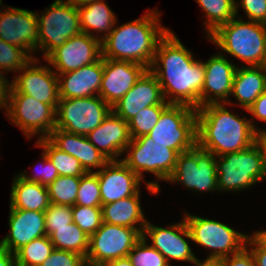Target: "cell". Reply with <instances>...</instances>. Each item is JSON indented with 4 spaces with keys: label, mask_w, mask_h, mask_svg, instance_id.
Listing matches in <instances>:
<instances>
[{
    "label": "cell",
    "mask_w": 266,
    "mask_h": 266,
    "mask_svg": "<svg viewBox=\"0 0 266 266\" xmlns=\"http://www.w3.org/2000/svg\"><path fill=\"white\" fill-rule=\"evenodd\" d=\"M149 70L156 76L165 101L170 95V104H184L195 110L201 107L204 64L193 58L171 30L159 41Z\"/></svg>",
    "instance_id": "obj_1"
},
{
    "label": "cell",
    "mask_w": 266,
    "mask_h": 266,
    "mask_svg": "<svg viewBox=\"0 0 266 266\" xmlns=\"http://www.w3.org/2000/svg\"><path fill=\"white\" fill-rule=\"evenodd\" d=\"M221 104L196 109L197 146L215 156L244 150L255 143L256 126Z\"/></svg>",
    "instance_id": "obj_2"
},
{
    "label": "cell",
    "mask_w": 266,
    "mask_h": 266,
    "mask_svg": "<svg viewBox=\"0 0 266 266\" xmlns=\"http://www.w3.org/2000/svg\"><path fill=\"white\" fill-rule=\"evenodd\" d=\"M155 11L150 10L139 19L115 26L101 40L102 57L131 61L150 69L157 45L169 31L159 23L160 13Z\"/></svg>",
    "instance_id": "obj_3"
},
{
    "label": "cell",
    "mask_w": 266,
    "mask_h": 266,
    "mask_svg": "<svg viewBox=\"0 0 266 266\" xmlns=\"http://www.w3.org/2000/svg\"><path fill=\"white\" fill-rule=\"evenodd\" d=\"M208 38L222 51L247 63L262 66L266 52V25L236 17L220 25Z\"/></svg>",
    "instance_id": "obj_4"
},
{
    "label": "cell",
    "mask_w": 266,
    "mask_h": 266,
    "mask_svg": "<svg viewBox=\"0 0 266 266\" xmlns=\"http://www.w3.org/2000/svg\"><path fill=\"white\" fill-rule=\"evenodd\" d=\"M218 189L238 191L266 179L262 154L254 143L250 147L216 156Z\"/></svg>",
    "instance_id": "obj_5"
},
{
    "label": "cell",
    "mask_w": 266,
    "mask_h": 266,
    "mask_svg": "<svg viewBox=\"0 0 266 266\" xmlns=\"http://www.w3.org/2000/svg\"><path fill=\"white\" fill-rule=\"evenodd\" d=\"M193 242L212 249L205 262H218L220 259L240 252L246 246L247 235L238 232L219 221L185 214Z\"/></svg>",
    "instance_id": "obj_6"
},
{
    "label": "cell",
    "mask_w": 266,
    "mask_h": 266,
    "mask_svg": "<svg viewBox=\"0 0 266 266\" xmlns=\"http://www.w3.org/2000/svg\"><path fill=\"white\" fill-rule=\"evenodd\" d=\"M148 136L179 154L193 149L197 145L196 110L184 104H170Z\"/></svg>",
    "instance_id": "obj_7"
},
{
    "label": "cell",
    "mask_w": 266,
    "mask_h": 266,
    "mask_svg": "<svg viewBox=\"0 0 266 266\" xmlns=\"http://www.w3.org/2000/svg\"><path fill=\"white\" fill-rule=\"evenodd\" d=\"M112 107L99 95L59 99L55 128L87 136L110 114Z\"/></svg>",
    "instance_id": "obj_8"
},
{
    "label": "cell",
    "mask_w": 266,
    "mask_h": 266,
    "mask_svg": "<svg viewBox=\"0 0 266 266\" xmlns=\"http://www.w3.org/2000/svg\"><path fill=\"white\" fill-rule=\"evenodd\" d=\"M4 109L11 123L18 126L26 137L40 132L47 138L55 129L56 110L23 93H5Z\"/></svg>",
    "instance_id": "obj_9"
},
{
    "label": "cell",
    "mask_w": 266,
    "mask_h": 266,
    "mask_svg": "<svg viewBox=\"0 0 266 266\" xmlns=\"http://www.w3.org/2000/svg\"><path fill=\"white\" fill-rule=\"evenodd\" d=\"M45 13V14H44ZM38 49L46 58L69 38L81 33L78 9L62 0H55L38 15Z\"/></svg>",
    "instance_id": "obj_10"
},
{
    "label": "cell",
    "mask_w": 266,
    "mask_h": 266,
    "mask_svg": "<svg viewBox=\"0 0 266 266\" xmlns=\"http://www.w3.org/2000/svg\"><path fill=\"white\" fill-rule=\"evenodd\" d=\"M126 151L129 153L122 161L141 179L142 172L147 171L165 181L172 174L179 155L176 150L154 143L148 135L131 139Z\"/></svg>",
    "instance_id": "obj_11"
},
{
    "label": "cell",
    "mask_w": 266,
    "mask_h": 266,
    "mask_svg": "<svg viewBox=\"0 0 266 266\" xmlns=\"http://www.w3.org/2000/svg\"><path fill=\"white\" fill-rule=\"evenodd\" d=\"M216 156L197 145L177 157L174 170L167 181L179 182L191 190L213 191L218 189Z\"/></svg>",
    "instance_id": "obj_12"
},
{
    "label": "cell",
    "mask_w": 266,
    "mask_h": 266,
    "mask_svg": "<svg viewBox=\"0 0 266 266\" xmlns=\"http://www.w3.org/2000/svg\"><path fill=\"white\" fill-rule=\"evenodd\" d=\"M142 234L134 228L103 222L89 237L87 260L104 264L128 256Z\"/></svg>",
    "instance_id": "obj_13"
},
{
    "label": "cell",
    "mask_w": 266,
    "mask_h": 266,
    "mask_svg": "<svg viewBox=\"0 0 266 266\" xmlns=\"http://www.w3.org/2000/svg\"><path fill=\"white\" fill-rule=\"evenodd\" d=\"M38 62L35 57L31 59L19 71L22 75L19 74L11 83H6L5 93H23L56 110L60 99L57 74L49 67L36 66Z\"/></svg>",
    "instance_id": "obj_14"
},
{
    "label": "cell",
    "mask_w": 266,
    "mask_h": 266,
    "mask_svg": "<svg viewBox=\"0 0 266 266\" xmlns=\"http://www.w3.org/2000/svg\"><path fill=\"white\" fill-rule=\"evenodd\" d=\"M101 58V39L81 32L54 49L45 60L55 67L56 74H61L77 70Z\"/></svg>",
    "instance_id": "obj_15"
},
{
    "label": "cell",
    "mask_w": 266,
    "mask_h": 266,
    "mask_svg": "<svg viewBox=\"0 0 266 266\" xmlns=\"http://www.w3.org/2000/svg\"><path fill=\"white\" fill-rule=\"evenodd\" d=\"M148 235L151 246L159 251L170 265V260L189 261L197 264L200 260L193 254L186 238L192 240L188 226L184 220L177 224L162 228L150 224L148 221L144 227L142 237Z\"/></svg>",
    "instance_id": "obj_16"
},
{
    "label": "cell",
    "mask_w": 266,
    "mask_h": 266,
    "mask_svg": "<svg viewBox=\"0 0 266 266\" xmlns=\"http://www.w3.org/2000/svg\"><path fill=\"white\" fill-rule=\"evenodd\" d=\"M147 70V67L135 62L103 58L99 96L111 107L114 106Z\"/></svg>",
    "instance_id": "obj_17"
},
{
    "label": "cell",
    "mask_w": 266,
    "mask_h": 266,
    "mask_svg": "<svg viewBox=\"0 0 266 266\" xmlns=\"http://www.w3.org/2000/svg\"><path fill=\"white\" fill-rule=\"evenodd\" d=\"M5 8L0 16V39L33 53L38 49L37 13L20 9Z\"/></svg>",
    "instance_id": "obj_18"
},
{
    "label": "cell",
    "mask_w": 266,
    "mask_h": 266,
    "mask_svg": "<svg viewBox=\"0 0 266 266\" xmlns=\"http://www.w3.org/2000/svg\"><path fill=\"white\" fill-rule=\"evenodd\" d=\"M95 173L100 185L102 205L134 196L140 191L142 179L122 160H110Z\"/></svg>",
    "instance_id": "obj_19"
},
{
    "label": "cell",
    "mask_w": 266,
    "mask_h": 266,
    "mask_svg": "<svg viewBox=\"0 0 266 266\" xmlns=\"http://www.w3.org/2000/svg\"><path fill=\"white\" fill-rule=\"evenodd\" d=\"M154 105H170V103L165 101L156 76L148 69L133 87L112 106V111L128 122L140 110Z\"/></svg>",
    "instance_id": "obj_20"
},
{
    "label": "cell",
    "mask_w": 266,
    "mask_h": 266,
    "mask_svg": "<svg viewBox=\"0 0 266 266\" xmlns=\"http://www.w3.org/2000/svg\"><path fill=\"white\" fill-rule=\"evenodd\" d=\"M203 64L205 78L201 92V107L223 102L224 106L229 104L230 101L227 98L229 99V95L232 92L233 79L237 67L230 63L221 53L213 55Z\"/></svg>",
    "instance_id": "obj_21"
},
{
    "label": "cell",
    "mask_w": 266,
    "mask_h": 266,
    "mask_svg": "<svg viewBox=\"0 0 266 266\" xmlns=\"http://www.w3.org/2000/svg\"><path fill=\"white\" fill-rule=\"evenodd\" d=\"M8 223L10 233L0 241V247L14 254L32 240L47 235L44 212L10 208Z\"/></svg>",
    "instance_id": "obj_22"
},
{
    "label": "cell",
    "mask_w": 266,
    "mask_h": 266,
    "mask_svg": "<svg viewBox=\"0 0 266 266\" xmlns=\"http://www.w3.org/2000/svg\"><path fill=\"white\" fill-rule=\"evenodd\" d=\"M91 144L109 161L117 160L131 142L128 122L113 111L87 135Z\"/></svg>",
    "instance_id": "obj_23"
},
{
    "label": "cell",
    "mask_w": 266,
    "mask_h": 266,
    "mask_svg": "<svg viewBox=\"0 0 266 266\" xmlns=\"http://www.w3.org/2000/svg\"><path fill=\"white\" fill-rule=\"evenodd\" d=\"M103 76V57L77 70L57 74L59 98H84L99 95ZM63 78V79H62Z\"/></svg>",
    "instance_id": "obj_24"
},
{
    "label": "cell",
    "mask_w": 266,
    "mask_h": 266,
    "mask_svg": "<svg viewBox=\"0 0 266 266\" xmlns=\"http://www.w3.org/2000/svg\"><path fill=\"white\" fill-rule=\"evenodd\" d=\"M47 138L58 149L78 159L86 172H92L93 168H102L109 161L91 144L87 136L55 128Z\"/></svg>",
    "instance_id": "obj_25"
},
{
    "label": "cell",
    "mask_w": 266,
    "mask_h": 266,
    "mask_svg": "<svg viewBox=\"0 0 266 266\" xmlns=\"http://www.w3.org/2000/svg\"><path fill=\"white\" fill-rule=\"evenodd\" d=\"M266 90V70L263 66H247L236 69L231 95L241 107L248 110Z\"/></svg>",
    "instance_id": "obj_26"
},
{
    "label": "cell",
    "mask_w": 266,
    "mask_h": 266,
    "mask_svg": "<svg viewBox=\"0 0 266 266\" xmlns=\"http://www.w3.org/2000/svg\"><path fill=\"white\" fill-rule=\"evenodd\" d=\"M102 217L103 222L134 228L142 234L147 221L140 205V192L134 196L102 205ZM135 224H139L140 227Z\"/></svg>",
    "instance_id": "obj_27"
},
{
    "label": "cell",
    "mask_w": 266,
    "mask_h": 266,
    "mask_svg": "<svg viewBox=\"0 0 266 266\" xmlns=\"http://www.w3.org/2000/svg\"><path fill=\"white\" fill-rule=\"evenodd\" d=\"M12 184L10 208L45 212L49 207L47 186L28 182L18 174Z\"/></svg>",
    "instance_id": "obj_28"
},
{
    "label": "cell",
    "mask_w": 266,
    "mask_h": 266,
    "mask_svg": "<svg viewBox=\"0 0 266 266\" xmlns=\"http://www.w3.org/2000/svg\"><path fill=\"white\" fill-rule=\"evenodd\" d=\"M80 28L82 33L94 36L92 31L105 32L100 39L110 34L116 25V16L102 0L94 1L78 7ZM93 29V30H92ZM92 30V31H90Z\"/></svg>",
    "instance_id": "obj_29"
},
{
    "label": "cell",
    "mask_w": 266,
    "mask_h": 266,
    "mask_svg": "<svg viewBox=\"0 0 266 266\" xmlns=\"http://www.w3.org/2000/svg\"><path fill=\"white\" fill-rule=\"evenodd\" d=\"M49 238L55 249L74 252L86 258L89 237L74 222L62 228H56Z\"/></svg>",
    "instance_id": "obj_30"
},
{
    "label": "cell",
    "mask_w": 266,
    "mask_h": 266,
    "mask_svg": "<svg viewBox=\"0 0 266 266\" xmlns=\"http://www.w3.org/2000/svg\"><path fill=\"white\" fill-rule=\"evenodd\" d=\"M37 146L44 149L59 175L81 177L87 173L78 159L58 149L48 138H39Z\"/></svg>",
    "instance_id": "obj_31"
},
{
    "label": "cell",
    "mask_w": 266,
    "mask_h": 266,
    "mask_svg": "<svg viewBox=\"0 0 266 266\" xmlns=\"http://www.w3.org/2000/svg\"><path fill=\"white\" fill-rule=\"evenodd\" d=\"M206 13L207 36L212 34L220 25L236 17L235 0H196Z\"/></svg>",
    "instance_id": "obj_32"
},
{
    "label": "cell",
    "mask_w": 266,
    "mask_h": 266,
    "mask_svg": "<svg viewBox=\"0 0 266 266\" xmlns=\"http://www.w3.org/2000/svg\"><path fill=\"white\" fill-rule=\"evenodd\" d=\"M54 249L49 236L34 239L15 253L17 266H40Z\"/></svg>",
    "instance_id": "obj_33"
},
{
    "label": "cell",
    "mask_w": 266,
    "mask_h": 266,
    "mask_svg": "<svg viewBox=\"0 0 266 266\" xmlns=\"http://www.w3.org/2000/svg\"><path fill=\"white\" fill-rule=\"evenodd\" d=\"M80 177L59 175L47 186L50 203L74 206Z\"/></svg>",
    "instance_id": "obj_34"
},
{
    "label": "cell",
    "mask_w": 266,
    "mask_h": 266,
    "mask_svg": "<svg viewBox=\"0 0 266 266\" xmlns=\"http://www.w3.org/2000/svg\"><path fill=\"white\" fill-rule=\"evenodd\" d=\"M168 106L169 105H154L140 110L137 115L128 121L131 139L148 135V133L156 126L162 112Z\"/></svg>",
    "instance_id": "obj_35"
},
{
    "label": "cell",
    "mask_w": 266,
    "mask_h": 266,
    "mask_svg": "<svg viewBox=\"0 0 266 266\" xmlns=\"http://www.w3.org/2000/svg\"><path fill=\"white\" fill-rule=\"evenodd\" d=\"M25 49L16 45L9 44L0 39V70L20 71L31 59L34 58ZM3 73L0 71V76L8 82Z\"/></svg>",
    "instance_id": "obj_36"
},
{
    "label": "cell",
    "mask_w": 266,
    "mask_h": 266,
    "mask_svg": "<svg viewBox=\"0 0 266 266\" xmlns=\"http://www.w3.org/2000/svg\"><path fill=\"white\" fill-rule=\"evenodd\" d=\"M75 205L102 207L100 185L95 172H87L80 177Z\"/></svg>",
    "instance_id": "obj_37"
},
{
    "label": "cell",
    "mask_w": 266,
    "mask_h": 266,
    "mask_svg": "<svg viewBox=\"0 0 266 266\" xmlns=\"http://www.w3.org/2000/svg\"><path fill=\"white\" fill-rule=\"evenodd\" d=\"M133 266H171L165 257L142 237L128 254Z\"/></svg>",
    "instance_id": "obj_38"
},
{
    "label": "cell",
    "mask_w": 266,
    "mask_h": 266,
    "mask_svg": "<svg viewBox=\"0 0 266 266\" xmlns=\"http://www.w3.org/2000/svg\"><path fill=\"white\" fill-rule=\"evenodd\" d=\"M73 222L88 236L93 235L102 225V207L72 206Z\"/></svg>",
    "instance_id": "obj_39"
},
{
    "label": "cell",
    "mask_w": 266,
    "mask_h": 266,
    "mask_svg": "<svg viewBox=\"0 0 266 266\" xmlns=\"http://www.w3.org/2000/svg\"><path fill=\"white\" fill-rule=\"evenodd\" d=\"M46 234L49 236L56 228H62L73 222L72 206L50 203L45 210Z\"/></svg>",
    "instance_id": "obj_40"
},
{
    "label": "cell",
    "mask_w": 266,
    "mask_h": 266,
    "mask_svg": "<svg viewBox=\"0 0 266 266\" xmlns=\"http://www.w3.org/2000/svg\"><path fill=\"white\" fill-rule=\"evenodd\" d=\"M41 156L42 160L44 161L42 163L43 165L41 164L43 166L42 171L32 176L27 175L25 172L18 175L28 182H35L44 186H48L59 176V174L44 151Z\"/></svg>",
    "instance_id": "obj_41"
},
{
    "label": "cell",
    "mask_w": 266,
    "mask_h": 266,
    "mask_svg": "<svg viewBox=\"0 0 266 266\" xmlns=\"http://www.w3.org/2000/svg\"><path fill=\"white\" fill-rule=\"evenodd\" d=\"M240 5L245 10L249 21L266 23V0H241L240 4L235 1L236 17Z\"/></svg>",
    "instance_id": "obj_42"
},
{
    "label": "cell",
    "mask_w": 266,
    "mask_h": 266,
    "mask_svg": "<svg viewBox=\"0 0 266 266\" xmlns=\"http://www.w3.org/2000/svg\"><path fill=\"white\" fill-rule=\"evenodd\" d=\"M84 258L74 252L54 249L40 266H79Z\"/></svg>",
    "instance_id": "obj_43"
},
{
    "label": "cell",
    "mask_w": 266,
    "mask_h": 266,
    "mask_svg": "<svg viewBox=\"0 0 266 266\" xmlns=\"http://www.w3.org/2000/svg\"><path fill=\"white\" fill-rule=\"evenodd\" d=\"M246 246H252L250 252L253 254L255 265L266 266V241L257 232L252 236L248 235Z\"/></svg>",
    "instance_id": "obj_44"
},
{
    "label": "cell",
    "mask_w": 266,
    "mask_h": 266,
    "mask_svg": "<svg viewBox=\"0 0 266 266\" xmlns=\"http://www.w3.org/2000/svg\"><path fill=\"white\" fill-rule=\"evenodd\" d=\"M248 247H244L240 252L220 259L219 266H256L253 254Z\"/></svg>",
    "instance_id": "obj_45"
},
{
    "label": "cell",
    "mask_w": 266,
    "mask_h": 266,
    "mask_svg": "<svg viewBox=\"0 0 266 266\" xmlns=\"http://www.w3.org/2000/svg\"><path fill=\"white\" fill-rule=\"evenodd\" d=\"M256 119L266 122V90L254 101L247 110Z\"/></svg>",
    "instance_id": "obj_46"
},
{
    "label": "cell",
    "mask_w": 266,
    "mask_h": 266,
    "mask_svg": "<svg viewBox=\"0 0 266 266\" xmlns=\"http://www.w3.org/2000/svg\"><path fill=\"white\" fill-rule=\"evenodd\" d=\"M255 143L259 147L262 159H263V165L266 172V130H258L255 134Z\"/></svg>",
    "instance_id": "obj_47"
},
{
    "label": "cell",
    "mask_w": 266,
    "mask_h": 266,
    "mask_svg": "<svg viewBox=\"0 0 266 266\" xmlns=\"http://www.w3.org/2000/svg\"><path fill=\"white\" fill-rule=\"evenodd\" d=\"M0 266H17L15 254L0 247Z\"/></svg>",
    "instance_id": "obj_48"
},
{
    "label": "cell",
    "mask_w": 266,
    "mask_h": 266,
    "mask_svg": "<svg viewBox=\"0 0 266 266\" xmlns=\"http://www.w3.org/2000/svg\"><path fill=\"white\" fill-rule=\"evenodd\" d=\"M103 266H133L128 256L111 260L103 264Z\"/></svg>",
    "instance_id": "obj_49"
},
{
    "label": "cell",
    "mask_w": 266,
    "mask_h": 266,
    "mask_svg": "<svg viewBox=\"0 0 266 266\" xmlns=\"http://www.w3.org/2000/svg\"><path fill=\"white\" fill-rule=\"evenodd\" d=\"M62 1L72 4L73 6L78 8V7L84 6L86 4H89L91 2L98 1V0H62Z\"/></svg>",
    "instance_id": "obj_50"
},
{
    "label": "cell",
    "mask_w": 266,
    "mask_h": 266,
    "mask_svg": "<svg viewBox=\"0 0 266 266\" xmlns=\"http://www.w3.org/2000/svg\"><path fill=\"white\" fill-rule=\"evenodd\" d=\"M6 83L7 82L0 76V108H4V94Z\"/></svg>",
    "instance_id": "obj_51"
},
{
    "label": "cell",
    "mask_w": 266,
    "mask_h": 266,
    "mask_svg": "<svg viewBox=\"0 0 266 266\" xmlns=\"http://www.w3.org/2000/svg\"><path fill=\"white\" fill-rule=\"evenodd\" d=\"M79 266H103V264L84 259Z\"/></svg>",
    "instance_id": "obj_52"
},
{
    "label": "cell",
    "mask_w": 266,
    "mask_h": 266,
    "mask_svg": "<svg viewBox=\"0 0 266 266\" xmlns=\"http://www.w3.org/2000/svg\"><path fill=\"white\" fill-rule=\"evenodd\" d=\"M196 266H219L217 262H205V261H199Z\"/></svg>",
    "instance_id": "obj_53"
},
{
    "label": "cell",
    "mask_w": 266,
    "mask_h": 266,
    "mask_svg": "<svg viewBox=\"0 0 266 266\" xmlns=\"http://www.w3.org/2000/svg\"><path fill=\"white\" fill-rule=\"evenodd\" d=\"M257 233L266 241V230H264V231H257Z\"/></svg>",
    "instance_id": "obj_54"
},
{
    "label": "cell",
    "mask_w": 266,
    "mask_h": 266,
    "mask_svg": "<svg viewBox=\"0 0 266 266\" xmlns=\"http://www.w3.org/2000/svg\"><path fill=\"white\" fill-rule=\"evenodd\" d=\"M262 66H263V67L265 68V70H266V52H265V58H264V61H263Z\"/></svg>",
    "instance_id": "obj_55"
},
{
    "label": "cell",
    "mask_w": 266,
    "mask_h": 266,
    "mask_svg": "<svg viewBox=\"0 0 266 266\" xmlns=\"http://www.w3.org/2000/svg\"><path fill=\"white\" fill-rule=\"evenodd\" d=\"M1 3H2V0H0V6L2 5ZM0 10H1V9H0ZM2 12H3V11L1 10V11H0V16H1Z\"/></svg>",
    "instance_id": "obj_56"
}]
</instances>
